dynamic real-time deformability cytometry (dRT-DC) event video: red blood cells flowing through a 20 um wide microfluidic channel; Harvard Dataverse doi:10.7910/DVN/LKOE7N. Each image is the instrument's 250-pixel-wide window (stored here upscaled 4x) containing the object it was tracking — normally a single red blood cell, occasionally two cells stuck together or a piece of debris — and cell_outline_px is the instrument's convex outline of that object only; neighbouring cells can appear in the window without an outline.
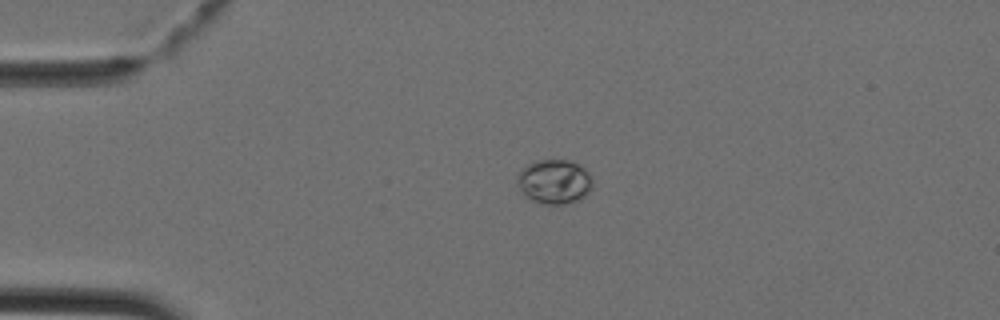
{"species": "Egyptian fruit bat (a non-hibernating species)", "species_latin": "Rousettus aegyptiacus", "temperature_condition": "cold", "stored_images_in_passage": 37, "camera_frame_rate_fps": 3000, "um_per_image_px": 0.085, "animal": {"sex": "female"}, "frame": {"image": 1, "passage_image": 4, "time_ms": 1.0, "image_size_px": [1000, 320], "cell_outline_px": [[592, 188], [584, 196], [576, 200], [564, 204], [544, 204], [532, 200], [524, 196], [516, 180], [516, 176], [528, 164], [540, 160], [568, 160], [584, 168], [592, 176]], "centroid_in_image_um": [47.11, 15.44], "position_along_channel_um": 37.9, "area_um2": 19.31}}
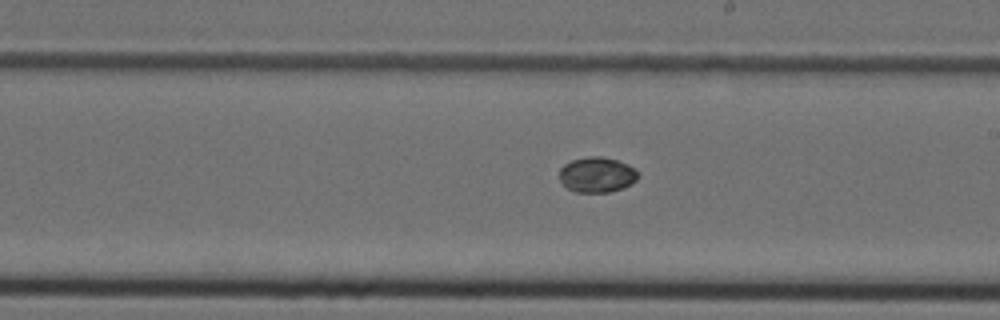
{"frame": {"image": 2, "passage_image": 19, "time_ms": 6.0, "image_size_px": [1000, 320], "cell_outline_px": [[636, 180], [632, 184], [608, 192], [576, 192], [568, 188], [560, 180], [560, 168], [564, 164], [572, 160], [588, 156], [604, 156], [628, 164], [636, 172]], "centroid_in_image_um": [50.71, 14.84], "position_along_channel_um": 238.3, "area_um2": 15.95}}
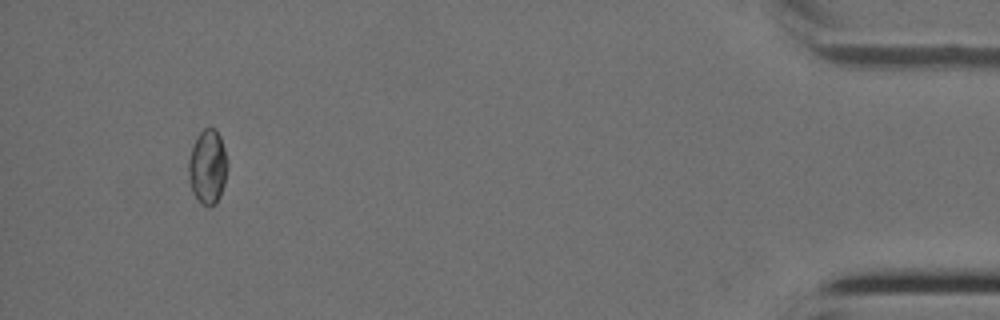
{"frame": {"image": 3, "passage_image": 35, "time_ms": 11.333, "image_size_px": [1000, 320], "cell_outline_px": [[228, 164], [224, 184], [220, 196], [216, 204], [212, 208], [208, 208], [200, 204], [192, 192], [188, 180], [188, 160], [196, 136], [204, 128], [216, 128], [220, 136], [224, 148]], "centroid_in_image_um": [17.64, 14.23], "position_along_channel_um": 417.6, "area_um2": 17.28}}